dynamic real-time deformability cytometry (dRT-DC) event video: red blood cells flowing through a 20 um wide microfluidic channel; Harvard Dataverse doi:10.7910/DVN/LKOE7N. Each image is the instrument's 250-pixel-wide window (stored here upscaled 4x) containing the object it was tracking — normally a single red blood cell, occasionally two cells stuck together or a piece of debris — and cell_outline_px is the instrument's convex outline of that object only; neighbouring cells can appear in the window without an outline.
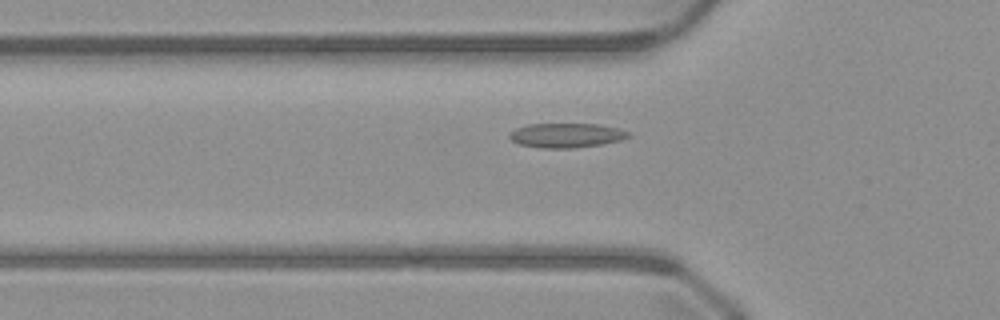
{"species": "common noctule bat (a hibernating species)", "species_latin": "Nyctalus noctula", "temperature_condition": "warm", "stored_images_in_passage": 49, "camera_frame_rate_fps": 3000, "um_per_image_px": 0.085, "animal": {"sex": "male", "body_mass_g": 23.1, "forearm_length_mm": 52.7}, "frame": {"image": 1, "passage_image": 15, "time_ms": 4.667, "image_size_px": [1000, 320], "cell_outline_px": [[632, 136], [620, 140], [600, 144], [576, 148], [540, 148], [520, 144], [512, 140], [508, 136], [516, 128], [528, 124], [596, 124], [616, 128], [628, 132]], "centroid_in_image_um": [48.13, 11.51], "position_along_channel_um": 77.7, "area_um2": 16.76}}
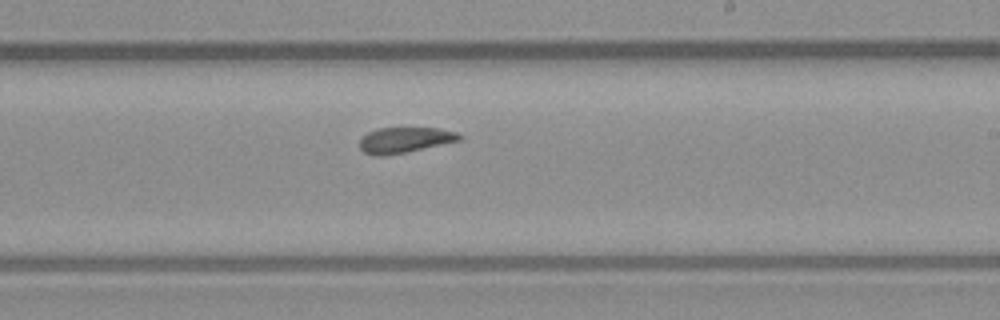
{"frame": {"image": 2, "passage_image": 28, "time_ms": 9.0, "image_size_px": [1000, 320], "cell_outline_px": [[464, 136], [460, 140], [404, 152], [384, 156], [376, 156], [364, 152], [360, 148], [360, 140], [368, 132], [380, 128], [440, 128], [456, 132]], "centroid_in_image_um": [34.41, 11.89], "position_along_channel_um": 254.6, "area_um2": 14.62}}
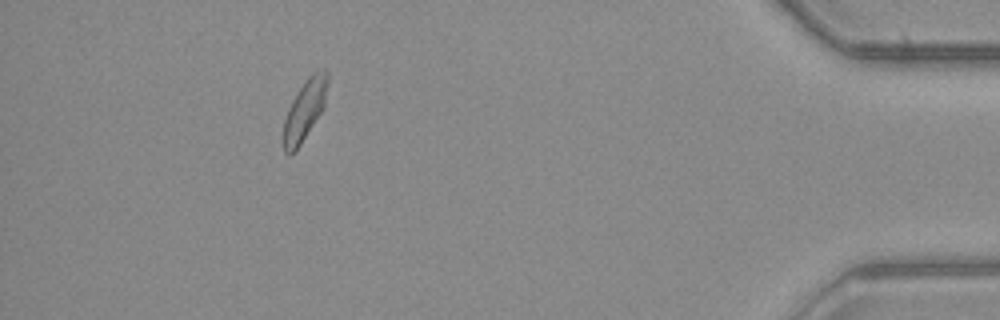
{"frame": {"image": 3, "passage_image": 44, "time_ms": 14.333, "image_size_px": [1000, 320], "cell_outline_px": [[328, 84], [324, 108], [296, 152], [288, 156], [284, 152], [284, 120], [288, 108], [292, 100], [304, 80], [312, 72], [324, 68], [328, 72]], "centroid_in_image_um": [25.92, 9.34], "position_along_channel_um": 409.3, "area_um2": 15.84}}